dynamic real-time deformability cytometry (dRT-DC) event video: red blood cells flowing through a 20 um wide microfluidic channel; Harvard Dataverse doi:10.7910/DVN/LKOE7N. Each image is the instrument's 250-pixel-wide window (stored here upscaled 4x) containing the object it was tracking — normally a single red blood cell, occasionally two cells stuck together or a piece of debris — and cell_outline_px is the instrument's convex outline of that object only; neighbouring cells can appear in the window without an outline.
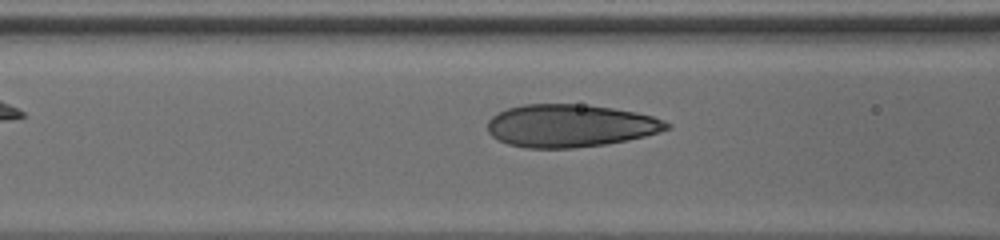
{"species": "human", "species_latin": "Homo sapiens", "temperature_condition": "cold", "stored_images_in_passage": 32, "camera_frame_rate_fps": 3000, "um_per_image_px": 0.085, "donor": {"sex": "male"}, "frame": {"image": 1, "passage_image": 11, "time_ms": 3.333, "image_size_px": [1000, 240], "cell_outline_px": [[672, 128], [660, 132], [628, 140], [604, 144], [572, 148], [524, 148], [508, 144], [496, 140], [488, 132], [488, 120], [492, 116], [508, 108], [524, 104], [588, 104], [636, 112], [652, 116], [664, 120], [672, 124]], "centroid_in_image_um": [48.48, 10.68], "position_along_channel_um": 118.1, "area_um2": 44.85}}
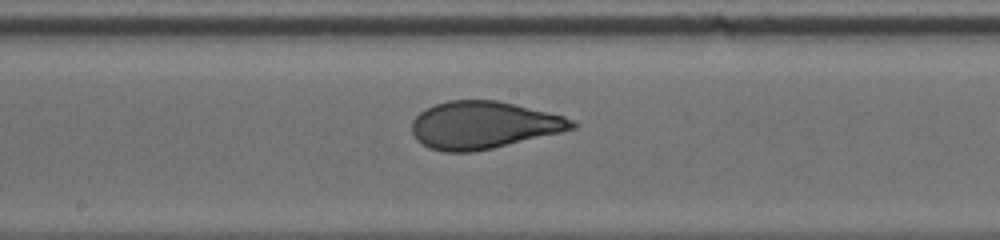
{"frame": {"image": 2, "passage_image": 18, "time_ms": 5.667, "image_size_px": [1000, 240], "cell_outline_px": [[576, 128], [560, 132], [492, 148], [472, 152], [444, 152], [428, 148], [416, 140], [412, 132], [412, 120], [420, 112], [436, 104], [448, 100], [496, 100], [564, 116], [576, 120]], "centroid_in_image_um": [41.06, 10.64], "position_along_channel_um": 207.1, "area_um2": 43.99}}
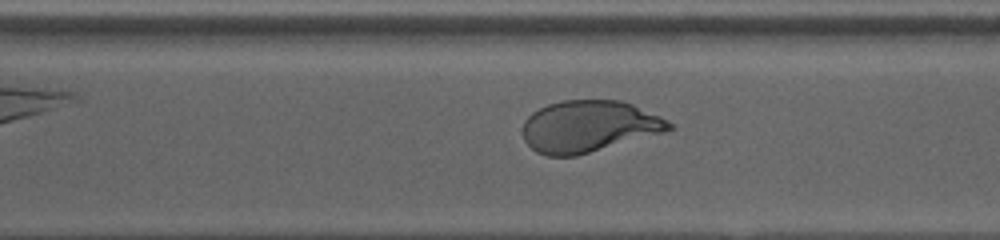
{"frame": {"image": 3, "passage_image": 27, "time_ms": 8.667, "image_size_px": [1000, 240], "cell_outline_px": [[676, 128], [664, 132], [576, 156], [548, 156], [536, 152], [524, 140], [524, 120], [532, 112], [548, 104], [560, 100], [620, 100], [632, 104], [660, 116], [668, 120]], "centroid_in_image_um": [50.05, 10.74], "position_along_channel_um": 320.5, "area_um2": 43.93}}